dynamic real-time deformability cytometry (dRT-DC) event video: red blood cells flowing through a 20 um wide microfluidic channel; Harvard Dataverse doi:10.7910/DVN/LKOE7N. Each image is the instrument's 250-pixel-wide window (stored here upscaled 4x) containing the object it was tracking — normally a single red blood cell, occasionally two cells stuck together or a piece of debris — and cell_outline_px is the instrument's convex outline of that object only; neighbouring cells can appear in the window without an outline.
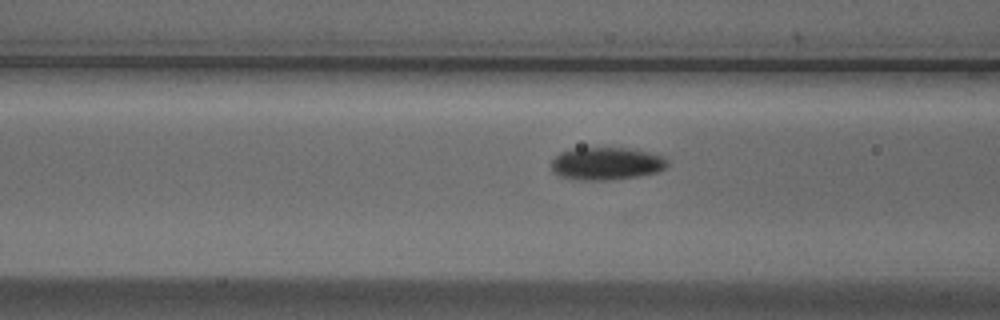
{"species": "Egyptian fruit bat (a non-hibernating species)", "species_latin": "Rousettus aegyptiacus", "temperature_condition": "cold", "stored_images_in_passage": 12, "camera_frame_rate_fps": 3000, "um_per_image_px": 0.085, "animal": {"sex": "male"}, "frame": {"image": 1, "passage_image": 10, "time_ms": 3.0, "image_size_px": [1000, 320], "cell_outline_px": [[668, 164], [660, 172], [612, 180], [576, 180], [560, 176], [552, 172], [552, 160], [560, 152], [576, 148], [628, 148], [648, 152], [664, 156], [668, 160]], "centroid_in_image_um": [51.55, 13.91], "position_along_channel_um": 115.0, "area_um2": 22.2}}